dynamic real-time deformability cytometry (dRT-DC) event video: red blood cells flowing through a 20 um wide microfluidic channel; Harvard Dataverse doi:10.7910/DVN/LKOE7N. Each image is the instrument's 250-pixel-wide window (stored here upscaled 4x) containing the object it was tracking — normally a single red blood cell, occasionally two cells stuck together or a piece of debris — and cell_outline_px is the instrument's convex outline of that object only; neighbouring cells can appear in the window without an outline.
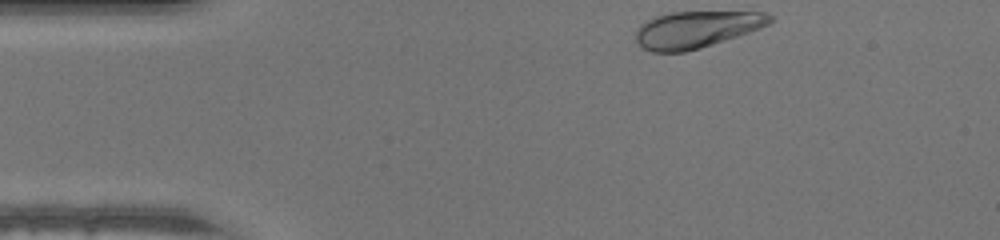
{"species": "human", "species_latin": "Homo sapiens", "temperature_condition": "warm", "stored_images_in_passage": 33, "camera_frame_rate_fps": 3000, "um_per_image_px": 0.085, "donor": {"sex": "male"}, "frame": {"image": 1, "passage_image": 1, "time_ms": 0.0, "image_size_px": [1000, 240], "cell_outline_px": [[772, 20], [768, 24], [760, 28], [700, 48], [684, 52], [652, 52], [644, 48], [636, 40], [636, 28], [644, 20], [656, 16], [672, 12], [768, 12], [772, 16]], "centroid_in_image_um": [59.15, 2.49], "position_along_channel_um": 25.8, "area_um2": 28.55}}
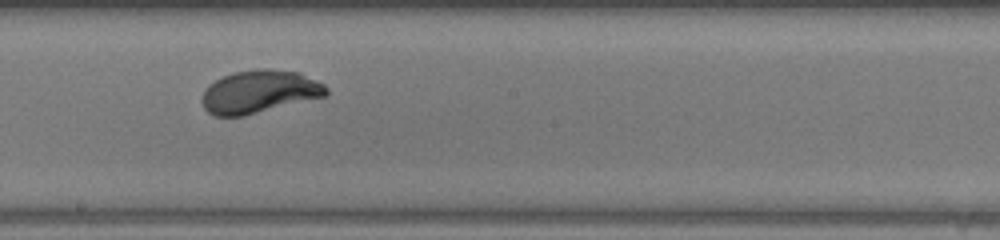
{"frame": {"image": 2, "passage_image": 20, "time_ms": 6.333, "image_size_px": [1000, 240], "cell_outline_px": [[328, 92], [324, 96], [244, 116], [212, 116], [204, 108], [200, 100], [204, 88], [208, 84], [232, 72], [256, 68], [268, 68], [300, 72], [324, 84], [328, 88]], "centroid_in_image_um": [22.0, 7.78], "position_along_channel_um": 226.2, "area_um2": 31.33}}
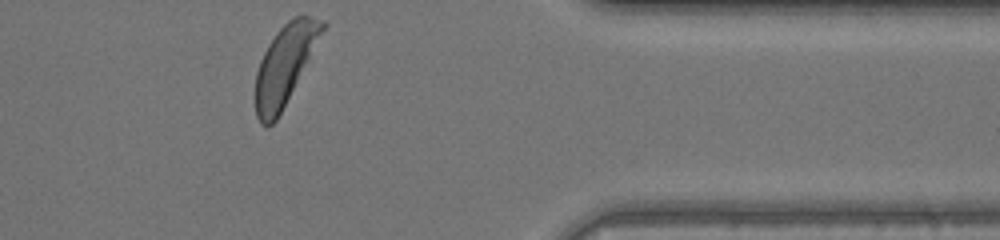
{"frame": {"image": 3, "passage_image": 33, "time_ms": 10.667, "image_size_px": [1000, 240], "cell_outline_px": [[328, 24], [276, 120], [272, 124], [260, 124], [256, 116], [256, 72], [260, 60], [268, 44], [276, 32], [288, 20], [296, 16], [308, 16], [324, 20]], "centroid_in_image_um": [24.22, 5.47], "position_along_channel_um": 387.2, "area_um2": 30.29}}